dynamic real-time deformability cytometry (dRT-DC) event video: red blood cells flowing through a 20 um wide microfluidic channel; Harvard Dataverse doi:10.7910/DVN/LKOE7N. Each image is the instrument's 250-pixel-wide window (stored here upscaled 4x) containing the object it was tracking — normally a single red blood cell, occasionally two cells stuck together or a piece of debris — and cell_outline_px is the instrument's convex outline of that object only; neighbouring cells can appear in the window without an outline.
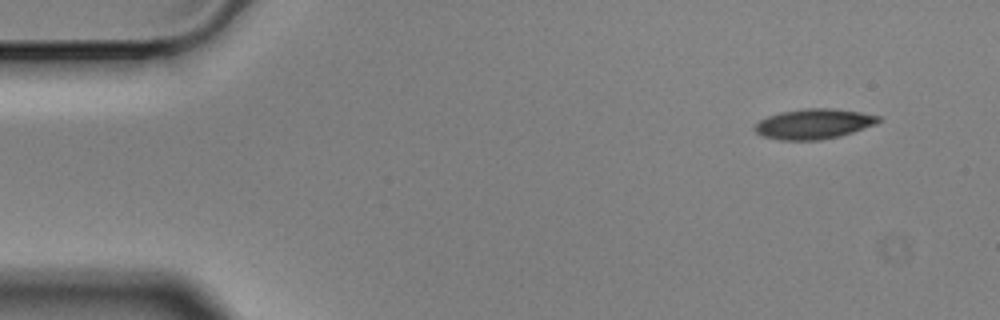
{"species": "Egyptian fruit bat (a non-hibernating species)", "species_latin": "Rousettus aegyptiacus", "temperature_condition": "cold", "stored_images_in_passage": 3, "camera_frame_rate_fps": 3000, "um_per_image_px": 0.085, "animal": {"sex": "male"}, "frame": {"image": 1, "passage_image": 1, "time_ms": 0.0, "image_size_px": [1000, 320], "cell_outline_px": [[884, 120], [876, 124], [840, 136], [820, 140], [780, 140], [764, 136], [756, 132], [752, 128], [760, 120], [768, 116], [780, 112], [804, 108], [832, 108], [860, 112], [880, 116]], "centroid_in_image_um": [69.19, 10.52], "position_along_channel_um": 15.8, "area_um2": 21.79}}
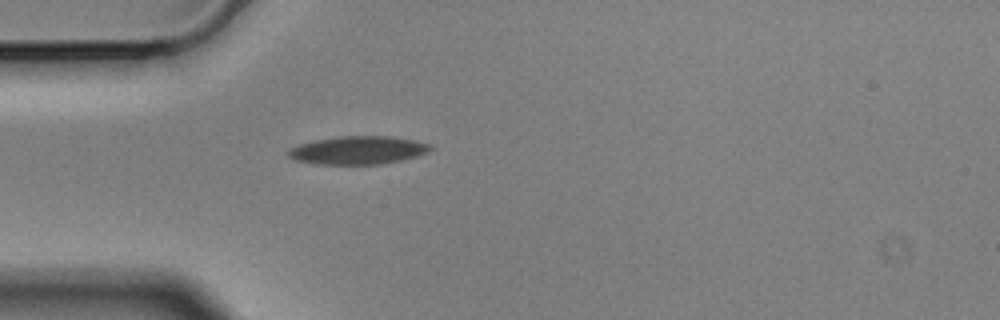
{"frame": {"image": 2, "passage_image": 3, "time_ms": 0.667, "image_size_px": [1000, 320], "cell_outline_px": [[432, 148], [428, 152], [416, 156], [400, 160], [380, 164], [312, 164], [292, 160], [288, 156], [288, 152], [292, 148], [300, 144], [316, 140], [340, 136], [392, 136], [412, 140], [428, 144]], "centroid_in_image_um": [30.39, 12.77], "position_along_channel_um": 54.6, "area_um2": 23.12}}